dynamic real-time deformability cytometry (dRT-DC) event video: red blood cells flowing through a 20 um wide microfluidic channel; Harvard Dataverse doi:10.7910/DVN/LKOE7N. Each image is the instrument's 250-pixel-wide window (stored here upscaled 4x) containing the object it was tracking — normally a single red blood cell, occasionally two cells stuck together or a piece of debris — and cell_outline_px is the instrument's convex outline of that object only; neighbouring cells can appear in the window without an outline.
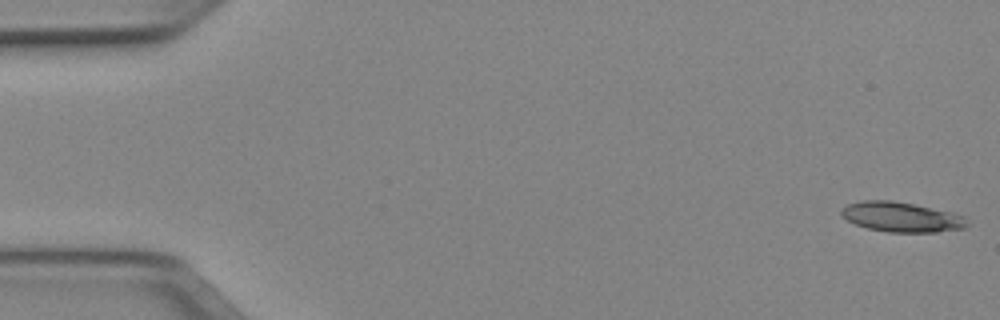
{"species": "Egyptian fruit bat (a non-hibernating species)", "species_latin": "Rousettus aegyptiacus", "temperature_condition": "cold", "stored_images_in_passage": 16, "camera_frame_rate_fps": 3000, "um_per_image_px": 0.085, "animal": {"sex": "female"}, "frame": {"image": 1, "passage_image": 1, "time_ms": 0.0, "image_size_px": [1000, 320], "cell_outline_px": [[968, 224], [964, 228], [936, 232], [888, 232], [868, 228], [856, 224], [848, 220], [840, 212], [840, 208], [848, 204], [864, 200], [892, 200], [916, 204], [952, 212], [964, 216]], "centroid_in_image_um": [76.63, 18.43], "position_along_channel_um": 8.4, "area_um2": 21.91}}
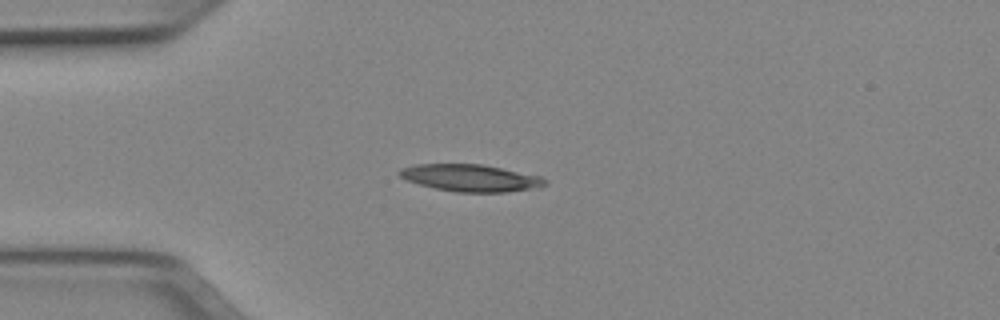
{"frame": {"image": 2, "passage_image": 13, "time_ms": 4.0, "image_size_px": [1000, 320], "cell_outline_px": [[548, 184], [540, 188], [504, 192], [456, 192], [436, 188], [420, 184], [408, 180], [400, 176], [396, 172], [400, 168], [416, 164], [480, 164], [540, 176], [548, 180]], "centroid_in_image_um": [40.03, 15.13], "position_along_channel_um": 45.0, "area_um2": 22.89}}